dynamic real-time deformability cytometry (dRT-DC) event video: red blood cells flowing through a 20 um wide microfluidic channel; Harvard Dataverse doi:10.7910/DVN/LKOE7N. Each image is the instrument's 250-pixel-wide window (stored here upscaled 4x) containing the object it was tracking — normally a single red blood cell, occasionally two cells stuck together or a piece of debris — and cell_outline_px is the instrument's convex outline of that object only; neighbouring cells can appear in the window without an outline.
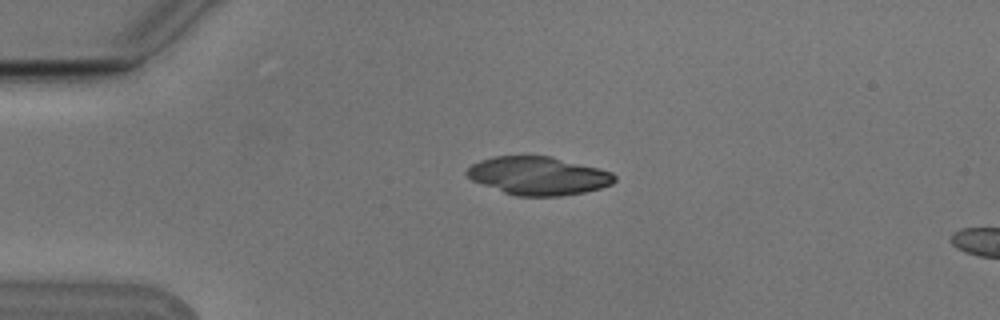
{"species": "Egyptian fruit bat (a non-hibernating species)", "species_latin": "Rousettus aegyptiacus", "temperature_condition": "cold", "stored_images_in_passage": 5, "camera_frame_rate_fps": 3000, "um_per_image_px": 0.085, "animal": {"sex": "male"}, "frame": {"image": 1, "passage_image": 2, "time_ms": 0.333, "image_size_px": [1000, 320], "cell_outline_px": [[616, 180], [612, 184], [600, 188], [584, 192], [560, 196], [516, 196], [504, 192], [472, 180], [464, 172], [472, 164], [480, 160], [492, 156], [552, 156], [600, 168], [612, 172], [616, 176]], "centroid_in_image_um": [45.78, 14.93], "position_along_channel_um": 39.2, "area_um2": 32.95}}